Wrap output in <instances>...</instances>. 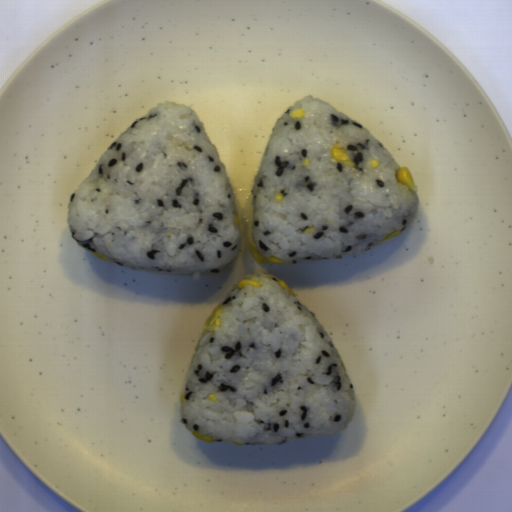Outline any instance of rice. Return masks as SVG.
<instances>
[{"mask_svg": "<svg viewBox=\"0 0 512 512\" xmlns=\"http://www.w3.org/2000/svg\"><path fill=\"white\" fill-rule=\"evenodd\" d=\"M219 154L192 108L154 106L104 152L67 208L76 243L120 267L177 276L220 272L242 247Z\"/></svg>", "mask_w": 512, "mask_h": 512, "instance_id": "rice-1", "label": "rice"}, {"mask_svg": "<svg viewBox=\"0 0 512 512\" xmlns=\"http://www.w3.org/2000/svg\"><path fill=\"white\" fill-rule=\"evenodd\" d=\"M241 279L262 286L239 290ZM280 280L267 272L238 279L220 304L219 325L203 332L181 390L192 434L253 447L335 435L351 423L344 362L325 327Z\"/></svg>", "mask_w": 512, "mask_h": 512, "instance_id": "rice-2", "label": "rice"}, {"mask_svg": "<svg viewBox=\"0 0 512 512\" xmlns=\"http://www.w3.org/2000/svg\"><path fill=\"white\" fill-rule=\"evenodd\" d=\"M301 108L306 115L291 120ZM336 144L353 167L332 159ZM306 158L310 164L303 167ZM400 168L368 130L324 100L309 95L296 101L272 129L254 182L259 255L286 264L344 258L385 242L391 232H407L419 196L414 186L398 182ZM280 192L282 202L275 199ZM311 226L315 230L306 234Z\"/></svg>", "mask_w": 512, "mask_h": 512, "instance_id": "rice-3", "label": "rice"}]
</instances>
